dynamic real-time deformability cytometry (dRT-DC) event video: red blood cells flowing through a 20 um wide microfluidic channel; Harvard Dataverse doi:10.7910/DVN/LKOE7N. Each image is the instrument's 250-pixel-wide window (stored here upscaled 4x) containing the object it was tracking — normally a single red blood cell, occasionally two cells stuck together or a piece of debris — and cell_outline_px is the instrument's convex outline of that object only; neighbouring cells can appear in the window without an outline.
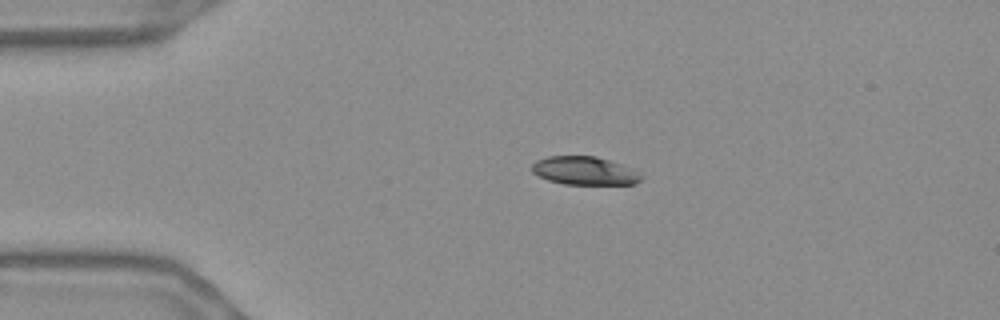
{"species": "Egyptian fruit bat (a non-hibernating species)", "species_latin": "Rousettus aegyptiacus", "temperature_condition": "warm", "stored_images_in_passage": 44, "camera_frame_rate_fps": 3000, "um_per_image_px": 0.085, "frame": {"image": 1, "passage_image": 1, "time_ms": 0.0, "image_size_px": [1000, 320], "cell_outline_px": [[644, 176], [636, 184], [564, 184], [548, 180], [532, 172], [532, 164], [536, 160], [548, 156], [596, 156], [624, 164], [640, 172]], "centroid_in_image_um": [49.73, 14.51], "position_along_channel_um": 35.3, "area_um2": 18.21}}
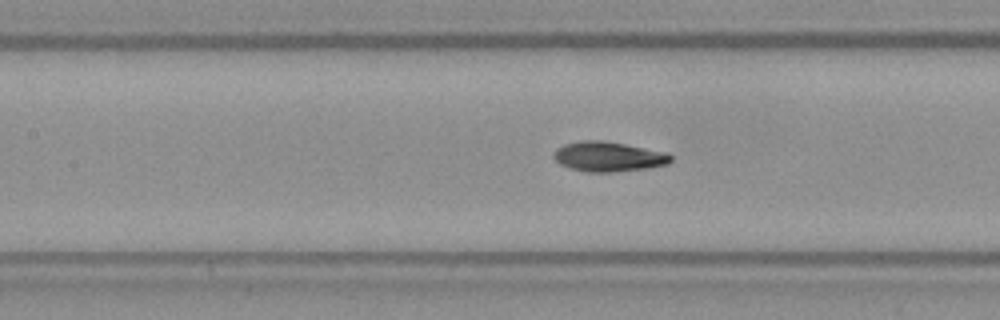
{"frame": {"image": 2, "passage_image": 14, "time_ms": 4.333, "image_size_px": [1000, 320], "cell_outline_px": [[672, 160], [668, 164], [648, 168], [612, 172], [584, 172], [568, 168], [560, 164], [552, 156], [552, 152], [556, 148], [564, 144], [580, 140], [604, 140], [668, 152], [672, 156]], "centroid_in_image_um": [51.69, 13.31], "position_along_channel_um": 155.7, "area_um2": 20.75}}
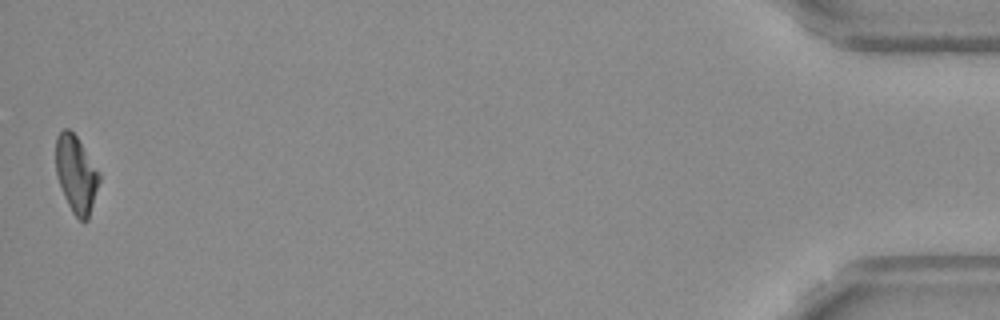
{"frame": {"image": 3, "passage_image": 44, "time_ms": 14.333, "image_size_px": [1000, 320], "cell_outline_px": [[100, 180], [88, 220], [80, 220], [72, 212], [64, 196], [56, 176], [56, 136], [64, 128], [68, 128], [76, 136], [100, 172]], "centroid_in_image_um": [6.47, 14.8], "position_along_channel_um": 428.7, "area_um2": 19.42}, "authors_computed_cell_mechanics": {"area_um2": 20.0566, "velocity_mm_per_s": 3.6729, "shape_relaxation_time_tau1_ms": 3.2278, "shape_relaxation_time_tau2_ms": 2.7378, "deformation_change_tau1": 0.1557, "deformation_change_tau2": 0.0705}}